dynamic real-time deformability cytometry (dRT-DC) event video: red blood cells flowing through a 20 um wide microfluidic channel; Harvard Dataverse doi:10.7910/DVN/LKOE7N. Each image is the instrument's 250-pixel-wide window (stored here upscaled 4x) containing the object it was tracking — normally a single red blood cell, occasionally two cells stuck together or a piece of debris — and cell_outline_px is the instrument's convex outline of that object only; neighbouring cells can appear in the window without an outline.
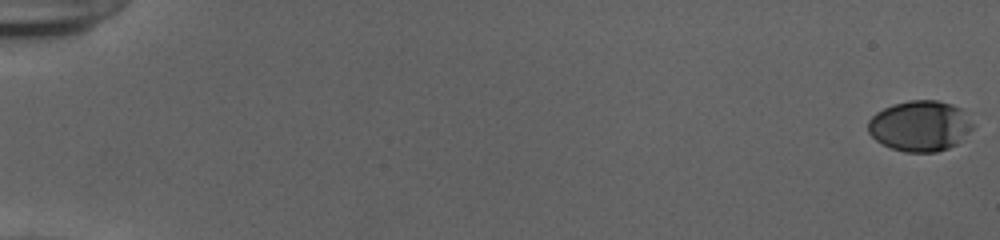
{"species": "human", "species_latin": "Homo sapiens", "temperature_condition": "cold", "stored_images_in_passage": 55, "camera_frame_rate_fps": 3000, "um_per_image_px": 0.085, "donor": {"sex": "female"}, "frame": {"image": 1, "passage_image": 1, "time_ms": 0.0, "image_size_px": [1000, 240], "cell_outline_px": [[972, 128], [956, 144], [948, 148], [936, 152], [904, 152], [892, 148], [876, 140], [868, 132], [868, 120], [876, 112], [892, 104], [908, 100], [936, 100], [952, 104], [960, 108], [972, 124]], "centroid_in_image_um": [78.16, 10.7], "position_along_channel_um": 6.8, "area_um2": 30.63}}
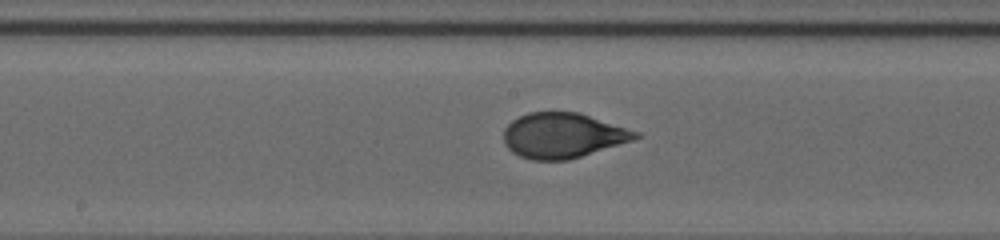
{"frame": {"image": 2, "passage_image": 31, "time_ms": 10.0, "image_size_px": [1000, 240], "cell_outline_px": [[640, 136], [632, 140], [568, 160], [532, 160], [520, 156], [512, 152], [504, 144], [504, 128], [512, 120], [528, 112], [580, 112], [640, 132]], "centroid_in_image_um": [47.82, 11.5], "position_along_channel_um": 200.4, "area_um2": 34.56}}
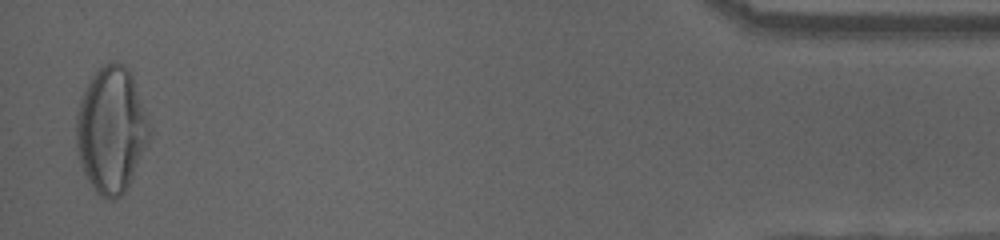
{"frame": {"image": 3, "passage_image": 54, "time_ms": 17.667, "image_size_px": [1000, 240], "cell_outline_px": [[152, 136], [124, 192], [120, 196], [112, 200], [100, 196], [96, 192], [88, 180], [84, 172], [80, 160], [76, 144], [76, 112], [84, 88], [92, 76], [104, 64], [112, 60], [116, 60], [124, 64], [128, 68], [132, 76], [152, 128]], "centroid_in_image_um": [9.47, 11.01], "position_along_channel_um": 425.7, "area_um2": 53.81}, "authors_computed_cell_mechanics": {"area_um2": 34.391, "velocity_mm_per_s": 3.9075, "shape_relaxation_time_tau1_ms": 4.7565, "shape_relaxation_time_tau2_ms": null, "deformation_change_tau1": 0.2046, "deformation_change_tau2": null}}